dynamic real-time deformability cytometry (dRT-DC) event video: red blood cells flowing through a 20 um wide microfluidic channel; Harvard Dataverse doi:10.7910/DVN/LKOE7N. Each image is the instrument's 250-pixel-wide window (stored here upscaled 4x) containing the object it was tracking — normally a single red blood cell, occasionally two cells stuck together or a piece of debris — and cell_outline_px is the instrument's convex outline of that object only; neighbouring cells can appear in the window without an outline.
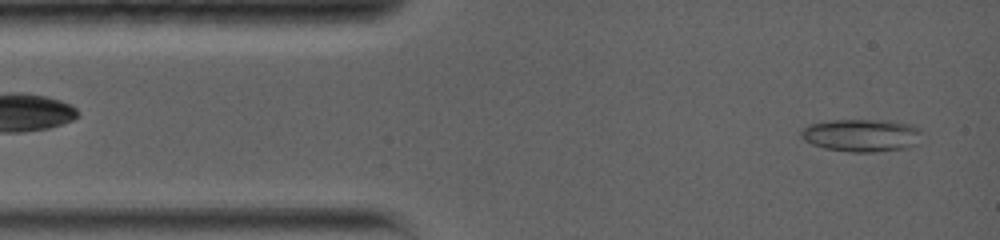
{"species": "common noctule bat (a hibernating species)", "species_latin": "Nyctalus noctula", "temperature_condition": "warm", "stored_images_in_passage": 34, "camera_frame_rate_fps": 5000, "um_per_image_px": 0.085, "animal": {"sex": "female", "body_mass_g": 19.0, "forearm_length_mm": 56.7}, "frame": {"image": 1, "passage_image": 1, "time_ms": 0.0, "image_size_px": [1000, 240], "cell_outline_px": [[924, 132], [920, 144], [908, 148], [872, 152], [848, 152], [824, 148], [812, 144], [804, 140], [800, 136], [800, 132], [808, 124], [832, 120], [888, 120], [912, 124], [920, 128]], "centroid_in_image_um": [73.31, 11.5], "position_along_channel_um": 11.7, "area_um2": 23.58}}
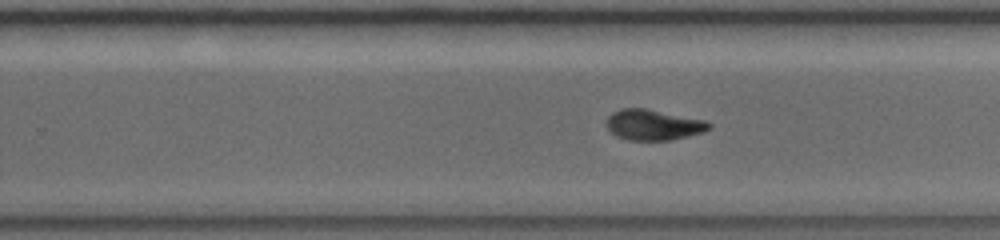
{"frame": {"image": 2, "passage_image": 19, "time_ms": 8.4, "image_size_px": [1000, 240], "cell_outline_px": [[712, 128], [704, 132], [688, 136], [668, 140], [628, 140], [616, 136], [608, 128], [608, 116], [612, 112], [620, 108], [648, 108], [704, 120], [712, 124]], "centroid_in_image_um": [55.56, 10.6], "position_along_channel_um": 274.2, "area_um2": 18.32}}
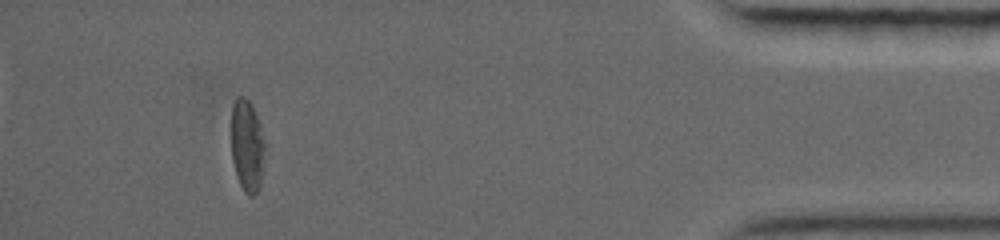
{"frame": {"image": 3, "passage_image": 33, "time_ms": 13.8, "image_size_px": [1000, 240], "cell_outline_px": [[264, 148], [260, 184], [256, 192], [252, 196], [248, 196], [244, 192], [240, 184], [232, 160], [232, 104], [236, 96], [244, 96], [252, 104], [264, 140]], "centroid_in_image_um": [20.98, 12.35], "position_along_channel_um": 414.2, "area_um2": 17.69}}